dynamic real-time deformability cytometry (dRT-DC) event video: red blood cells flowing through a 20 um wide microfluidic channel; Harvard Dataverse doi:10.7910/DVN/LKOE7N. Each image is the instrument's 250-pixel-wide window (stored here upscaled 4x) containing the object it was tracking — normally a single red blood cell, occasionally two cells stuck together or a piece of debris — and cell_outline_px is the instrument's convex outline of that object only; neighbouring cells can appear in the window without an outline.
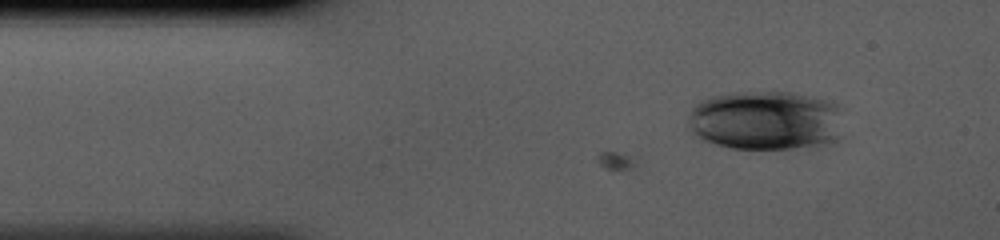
{"species": "human", "species_latin": "Homo sapiens", "temperature_condition": "cold", "stored_images_in_passage": 9, "camera_frame_rate_fps": 3000, "um_per_image_px": 0.085, "donor": {"sex": "male"}, "frame": {"image": 1, "passage_image": 9, "time_ms": 2.667, "image_size_px": [1000, 240], "cell_outline_px": [[836, 140], [816, 144], [792, 148], [732, 148], [696, 140], [688, 124], [688, 116], [692, 108], [700, 100], [712, 96], [732, 92], [792, 92], [824, 100], [836, 104]], "centroid_in_image_um": [64.89, 10.22], "position_along_channel_um": 20.1, "area_um2": 52.83}}